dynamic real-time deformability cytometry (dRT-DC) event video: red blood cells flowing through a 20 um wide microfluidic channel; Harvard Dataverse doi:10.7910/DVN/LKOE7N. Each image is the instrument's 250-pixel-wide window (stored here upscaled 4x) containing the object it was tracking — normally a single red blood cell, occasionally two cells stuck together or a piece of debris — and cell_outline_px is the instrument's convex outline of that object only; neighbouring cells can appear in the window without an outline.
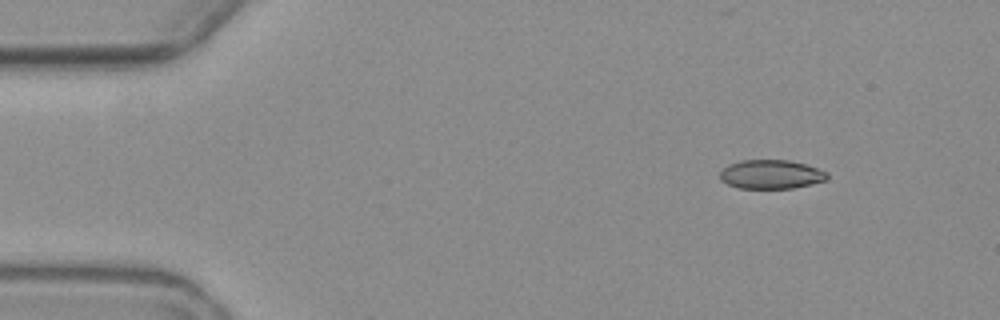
{"species": "common noctule bat (a hibernating species)", "species_latin": "Nyctalus noctula", "temperature_condition": "warm", "stored_images_in_passage": 6, "camera_frame_rate_fps": 3000, "um_per_image_px": 0.085, "animal": {"sex": "female", "body_mass_g": 19.3, "forearm_length_mm": 54.1}, "frame": {"image": 1, "passage_image": 2, "time_ms": 2.0, "image_size_px": [1000, 320], "cell_outline_px": [[828, 180], [812, 184], [792, 188], [740, 188], [728, 184], [720, 180], [720, 172], [728, 164], [740, 160], [788, 160], [804, 164], [828, 172]], "centroid_in_image_um": [65.54, 14.82], "position_along_channel_um": 19.5, "area_um2": 18.09}}
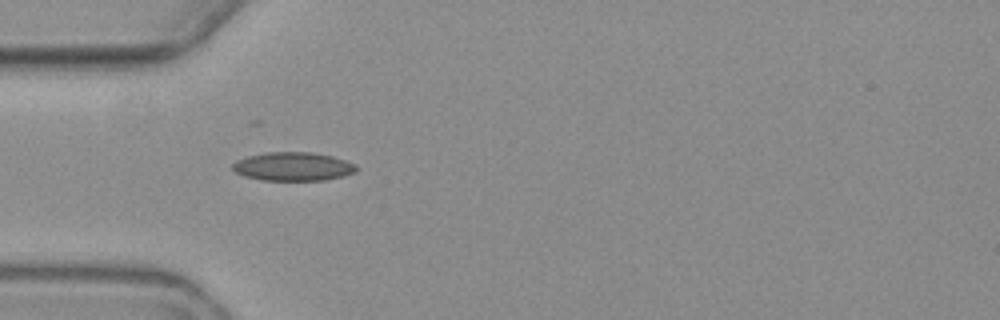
{"frame": {"image": 2, "passage_image": 5, "time_ms": 5.667, "image_size_px": [1000, 320], "cell_outline_px": [[360, 168], [356, 172], [344, 176], [324, 180], [260, 180], [244, 176], [236, 172], [232, 168], [232, 164], [236, 160], [248, 156], [264, 152], [312, 152], [332, 156], [356, 164]], "centroid_in_image_um": [24.93, 14.15], "position_along_channel_um": 60.1, "area_um2": 20.81}}